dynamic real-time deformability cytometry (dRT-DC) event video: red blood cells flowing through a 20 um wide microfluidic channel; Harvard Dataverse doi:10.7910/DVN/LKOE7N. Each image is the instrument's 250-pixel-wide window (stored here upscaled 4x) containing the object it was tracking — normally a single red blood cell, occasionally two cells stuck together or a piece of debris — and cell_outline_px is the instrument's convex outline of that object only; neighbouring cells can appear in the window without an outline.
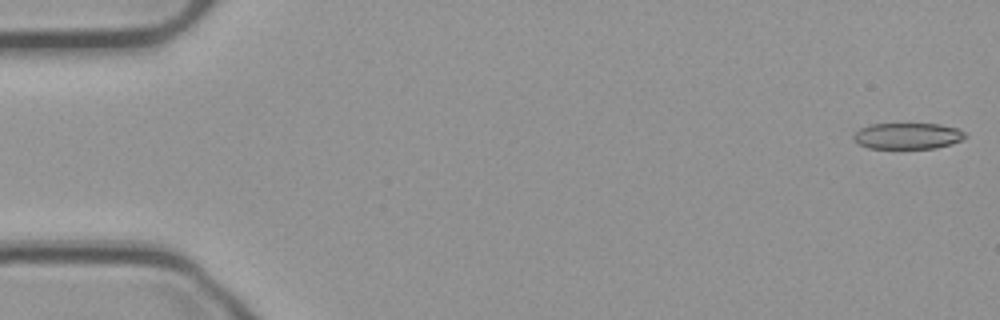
{"species": "common noctule bat (a hibernating species)", "species_latin": "Nyctalus noctula", "temperature_condition": "cold", "stored_images_in_passage": 15, "camera_frame_rate_fps": 3000, "um_per_image_px": 0.085, "animal": {"sex": "male", "body_mass_g": 23.1, "forearm_length_mm": 52.7}, "frame": {"image": 1, "passage_image": 1, "time_ms": 0.0, "image_size_px": [1000, 320], "cell_outline_px": [[968, 136], [952, 144], [936, 148], [868, 148], [852, 140], [852, 136], [860, 128], [872, 124], [940, 124], [956, 128], [964, 132]], "centroid_in_image_um": [77.14, 11.56], "position_along_channel_um": 7.9, "area_um2": 16.99}}
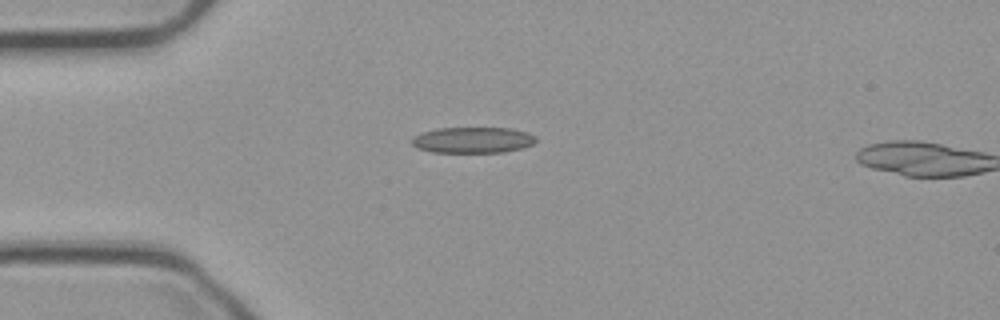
{"frame": {"image": 2, "passage_image": 14, "time_ms": 4.333, "image_size_px": [1000, 320], "cell_outline_px": [[536, 140], [532, 144], [524, 148], [504, 152], [432, 152], [416, 148], [412, 144], [412, 136], [420, 132], [436, 128], [508, 128], [528, 132], [536, 136]], "centroid_in_image_um": [40.16, 11.9], "position_along_channel_um": 44.8, "area_um2": 18.96}}